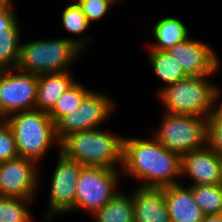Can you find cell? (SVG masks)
I'll list each match as a JSON object with an SVG mask.
<instances>
[{"mask_svg":"<svg viewBox=\"0 0 222 222\" xmlns=\"http://www.w3.org/2000/svg\"><path fill=\"white\" fill-rule=\"evenodd\" d=\"M91 91L80 82L75 81L48 112L52 121L56 124L63 116L75 111Z\"/></svg>","mask_w":222,"mask_h":222,"instance_id":"44dd1931","label":"cell"},{"mask_svg":"<svg viewBox=\"0 0 222 222\" xmlns=\"http://www.w3.org/2000/svg\"><path fill=\"white\" fill-rule=\"evenodd\" d=\"M19 27L17 20L6 31H0V70L16 68L21 45Z\"/></svg>","mask_w":222,"mask_h":222,"instance_id":"ffe728a7","label":"cell"},{"mask_svg":"<svg viewBox=\"0 0 222 222\" xmlns=\"http://www.w3.org/2000/svg\"><path fill=\"white\" fill-rule=\"evenodd\" d=\"M120 191L92 215L95 222H134L132 195Z\"/></svg>","mask_w":222,"mask_h":222,"instance_id":"ac0fdd59","label":"cell"},{"mask_svg":"<svg viewBox=\"0 0 222 222\" xmlns=\"http://www.w3.org/2000/svg\"><path fill=\"white\" fill-rule=\"evenodd\" d=\"M202 222H222V214L204 215Z\"/></svg>","mask_w":222,"mask_h":222,"instance_id":"f546056e","label":"cell"},{"mask_svg":"<svg viewBox=\"0 0 222 222\" xmlns=\"http://www.w3.org/2000/svg\"><path fill=\"white\" fill-rule=\"evenodd\" d=\"M5 120L13 131L19 157L31 159L40 166L52 145L60 148L55 123L48 112L37 109L17 112Z\"/></svg>","mask_w":222,"mask_h":222,"instance_id":"277c9868","label":"cell"},{"mask_svg":"<svg viewBox=\"0 0 222 222\" xmlns=\"http://www.w3.org/2000/svg\"><path fill=\"white\" fill-rule=\"evenodd\" d=\"M148 53L149 64L155 75L165 83L163 87L172 85L187 77L181 65L167 51L148 49Z\"/></svg>","mask_w":222,"mask_h":222,"instance_id":"d6986e66","label":"cell"},{"mask_svg":"<svg viewBox=\"0 0 222 222\" xmlns=\"http://www.w3.org/2000/svg\"><path fill=\"white\" fill-rule=\"evenodd\" d=\"M153 136L169 151L180 156L206 146L207 119L189 114L165 112Z\"/></svg>","mask_w":222,"mask_h":222,"instance_id":"8992f818","label":"cell"},{"mask_svg":"<svg viewBox=\"0 0 222 222\" xmlns=\"http://www.w3.org/2000/svg\"><path fill=\"white\" fill-rule=\"evenodd\" d=\"M181 178L188 175L192 185L222 184V158L207 145L181 155Z\"/></svg>","mask_w":222,"mask_h":222,"instance_id":"4fadbf2b","label":"cell"},{"mask_svg":"<svg viewBox=\"0 0 222 222\" xmlns=\"http://www.w3.org/2000/svg\"><path fill=\"white\" fill-rule=\"evenodd\" d=\"M123 137L100 128L83 130L66 136L60 142L59 151L84 167L119 169Z\"/></svg>","mask_w":222,"mask_h":222,"instance_id":"3957f363","label":"cell"},{"mask_svg":"<svg viewBox=\"0 0 222 222\" xmlns=\"http://www.w3.org/2000/svg\"><path fill=\"white\" fill-rule=\"evenodd\" d=\"M33 200L0 196V222H32L34 217L28 204Z\"/></svg>","mask_w":222,"mask_h":222,"instance_id":"603a6c76","label":"cell"},{"mask_svg":"<svg viewBox=\"0 0 222 222\" xmlns=\"http://www.w3.org/2000/svg\"><path fill=\"white\" fill-rule=\"evenodd\" d=\"M118 169L83 167L76 182L75 209L92 215L101 209L118 192Z\"/></svg>","mask_w":222,"mask_h":222,"instance_id":"52a82bcc","label":"cell"},{"mask_svg":"<svg viewBox=\"0 0 222 222\" xmlns=\"http://www.w3.org/2000/svg\"><path fill=\"white\" fill-rule=\"evenodd\" d=\"M212 76H187L183 80L161 87L158 95L164 110L171 114H189L207 118L211 94L216 86Z\"/></svg>","mask_w":222,"mask_h":222,"instance_id":"5b68a950","label":"cell"},{"mask_svg":"<svg viewBox=\"0 0 222 222\" xmlns=\"http://www.w3.org/2000/svg\"><path fill=\"white\" fill-rule=\"evenodd\" d=\"M134 222H170L164 187H136L132 194Z\"/></svg>","mask_w":222,"mask_h":222,"instance_id":"5bb4252c","label":"cell"},{"mask_svg":"<svg viewBox=\"0 0 222 222\" xmlns=\"http://www.w3.org/2000/svg\"><path fill=\"white\" fill-rule=\"evenodd\" d=\"M181 156L165 148L152 134L142 139L123 137L122 175L141 182L139 187L162 188L179 184Z\"/></svg>","mask_w":222,"mask_h":222,"instance_id":"6da1fadb","label":"cell"},{"mask_svg":"<svg viewBox=\"0 0 222 222\" xmlns=\"http://www.w3.org/2000/svg\"><path fill=\"white\" fill-rule=\"evenodd\" d=\"M81 7L89 23L100 20L108 14L109 8L116 4V0H73Z\"/></svg>","mask_w":222,"mask_h":222,"instance_id":"484cf974","label":"cell"},{"mask_svg":"<svg viewBox=\"0 0 222 222\" xmlns=\"http://www.w3.org/2000/svg\"><path fill=\"white\" fill-rule=\"evenodd\" d=\"M19 157L16 140L10 125L0 119V163Z\"/></svg>","mask_w":222,"mask_h":222,"instance_id":"d4e9b609","label":"cell"},{"mask_svg":"<svg viewBox=\"0 0 222 222\" xmlns=\"http://www.w3.org/2000/svg\"><path fill=\"white\" fill-rule=\"evenodd\" d=\"M167 52L176 59L187 76H213L220 67L215 50L207 43L191 37Z\"/></svg>","mask_w":222,"mask_h":222,"instance_id":"7c38bea8","label":"cell"},{"mask_svg":"<svg viewBox=\"0 0 222 222\" xmlns=\"http://www.w3.org/2000/svg\"><path fill=\"white\" fill-rule=\"evenodd\" d=\"M91 36L21 42L17 69L33 75L69 71ZM23 43V44H22Z\"/></svg>","mask_w":222,"mask_h":222,"instance_id":"7a4b0ae2","label":"cell"},{"mask_svg":"<svg viewBox=\"0 0 222 222\" xmlns=\"http://www.w3.org/2000/svg\"><path fill=\"white\" fill-rule=\"evenodd\" d=\"M189 187L204 215L222 214V184L190 185Z\"/></svg>","mask_w":222,"mask_h":222,"instance_id":"7402d4cb","label":"cell"},{"mask_svg":"<svg viewBox=\"0 0 222 222\" xmlns=\"http://www.w3.org/2000/svg\"><path fill=\"white\" fill-rule=\"evenodd\" d=\"M188 187V188H187ZM175 184L164 187L170 222H202L204 214L194 200L189 186Z\"/></svg>","mask_w":222,"mask_h":222,"instance_id":"9a60e30c","label":"cell"},{"mask_svg":"<svg viewBox=\"0 0 222 222\" xmlns=\"http://www.w3.org/2000/svg\"><path fill=\"white\" fill-rule=\"evenodd\" d=\"M61 16L62 25L65 30L76 36L78 34L80 36V34L82 35L84 32L86 33L91 25L76 1L69 5L67 4Z\"/></svg>","mask_w":222,"mask_h":222,"instance_id":"cb8c5ba5","label":"cell"},{"mask_svg":"<svg viewBox=\"0 0 222 222\" xmlns=\"http://www.w3.org/2000/svg\"><path fill=\"white\" fill-rule=\"evenodd\" d=\"M71 71L38 75L36 109L49 112L58 98L76 81Z\"/></svg>","mask_w":222,"mask_h":222,"instance_id":"2e32d148","label":"cell"},{"mask_svg":"<svg viewBox=\"0 0 222 222\" xmlns=\"http://www.w3.org/2000/svg\"><path fill=\"white\" fill-rule=\"evenodd\" d=\"M221 93L219 86L216 85L211 94L210 108L206 118L207 122H222V101L218 100L221 99ZM218 101L221 103L219 104Z\"/></svg>","mask_w":222,"mask_h":222,"instance_id":"f1b7e54d","label":"cell"},{"mask_svg":"<svg viewBox=\"0 0 222 222\" xmlns=\"http://www.w3.org/2000/svg\"><path fill=\"white\" fill-rule=\"evenodd\" d=\"M38 76L20 69L0 70V119L36 109Z\"/></svg>","mask_w":222,"mask_h":222,"instance_id":"ba28073f","label":"cell"},{"mask_svg":"<svg viewBox=\"0 0 222 222\" xmlns=\"http://www.w3.org/2000/svg\"><path fill=\"white\" fill-rule=\"evenodd\" d=\"M185 23L177 17H163L151 28L155 42L147 49L167 51L190 37Z\"/></svg>","mask_w":222,"mask_h":222,"instance_id":"e0dca14e","label":"cell"},{"mask_svg":"<svg viewBox=\"0 0 222 222\" xmlns=\"http://www.w3.org/2000/svg\"><path fill=\"white\" fill-rule=\"evenodd\" d=\"M38 164L17 157L0 163V196L35 199L40 183Z\"/></svg>","mask_w":222,"mask_h":222,"instance_id":"8fae6325","label":"cell"},{"mask_svg":"<svg viewBox=\"0 0 222 222\" xmlns=\"http://www.w3.org/2000/svg\"><path fill=\"white\" fill-rule=\"evenodd\" d=\"M58 160L52 172L50 185V195L48 210H46L45 221H51L54 215H65L73 213L75 209L76 182L84 167L73 159L67 158L62 152L58 151Z\"/></svg>","mask_w":222,"mask_h":222,"instance_id":"30bf717a","label":"cell"},{"mask_svg":"<svg viewBox=\"0 0 222 222\" xmlns=\"http://www.w3.org/2000/svg\"><path fill=\"white\" fill-rule=\"evenodd\" d=\"M14 5L12 0H0V31H6L18 20Z\"/></svg>","mask_w":222,"mask_h":222,"instance_id":"83f0119b","label":"cell"},{"mask_svg":"<svg viewBox=\"0 0 222 222\" xmlns=\"http://www.w3.org/2000/svg\"><path fill=\"white\" fill-rule=\"evenodd\" d=\"M114 104L110 96L92 90L75 111L55 124L57 139L61 142L74 132L100 128L113 114Z\"/></svg>","mask_w":222,"mask_h":222,"instance_id":"9c48e42d","label":"cell"},{"mask_svg":"<svg viewBox=\"0 0 222 222\" xmlns=\"http://www.w3.org/2000/svg\"><path fill=\"white\" fill-rule=\"evenodd\" d=\"M206 145L222 156V122H207Z\"/></svg>","mask_w":222,"mask_h":222,"instance_id":"4316f807","label":"cell"}]
</instances>
